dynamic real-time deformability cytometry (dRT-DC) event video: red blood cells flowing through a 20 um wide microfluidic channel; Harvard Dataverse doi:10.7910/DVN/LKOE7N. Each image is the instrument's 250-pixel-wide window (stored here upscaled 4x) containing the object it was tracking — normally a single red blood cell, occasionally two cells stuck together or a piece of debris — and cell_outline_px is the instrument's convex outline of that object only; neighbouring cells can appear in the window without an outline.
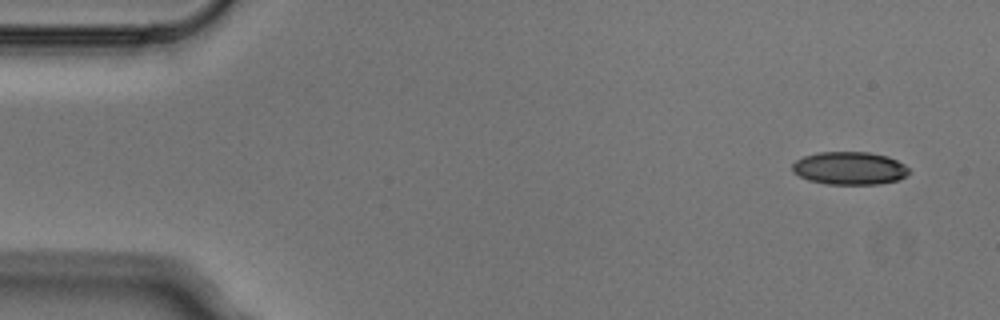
{"species": "Egyptian fruit bat (a non-hibernating species)", "species_latin": "Rousettus aegyptiacus", "temperature_condition": "cold", "stored_images_in_passage": 5, "segment_of_instrument_passage": [1, 2], "camera_frame_rate_fps": 3000, "um_per_image_px": 0.085, "animal": {"sex": "male"}, "frame": {"image": 1, "passage_image": 1, "time_ms": 0.0, "image_size_px": [1000, 320], "cell_outline_px": [[908, 172], [904, 176], [896, 180], [880, 184], [828, 184], [808, 180], [792, 172], [792, 164], [796, 160], [804, 156], [816, 152], [868, 152], [888, 156], [904, 164], [908, 168]], "centroid_in_image_um": [72.17, 14.29], "position_along_channel_um": 12.8, "area_um2": 22.31}}